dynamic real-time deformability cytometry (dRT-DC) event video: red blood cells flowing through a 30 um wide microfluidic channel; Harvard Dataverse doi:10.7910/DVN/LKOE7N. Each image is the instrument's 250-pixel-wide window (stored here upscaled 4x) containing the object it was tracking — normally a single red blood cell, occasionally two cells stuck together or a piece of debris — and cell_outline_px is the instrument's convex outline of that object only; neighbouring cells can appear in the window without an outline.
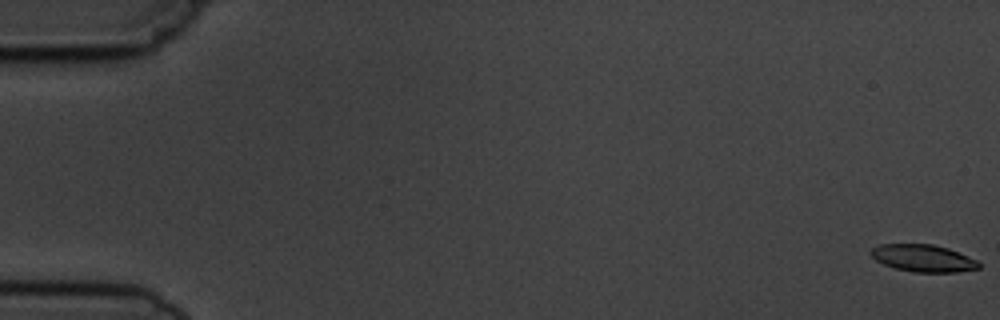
{"species": "common noctule bat (a hibernating species)", "species_latin": "Nyctalus noctula", "temperature_condition": "cold", "stored_images_in_passage": 7, "camera_frame_rate_fps": 3000, "um_per_image_px": 0.085, "animal": {"sex": "male", "body_mass_g": 19.5, "forearm_length_mm": 54.6}, "frame": {"image": 1, "passage_image": 1, "time_ms": 0.0, "image_size_px": [1000, 320], "cell_outline_px": [[980, 268], [956, 272], [916, 272], [896, 268], [884, 264], [876, 260], [868, 252], [872, 248], [880, 244], [932, 244], [948, 248], [968, 256], [976, 260], [980, 264]], "centroid_in_image_um": [78.46, 21.94], "position_along_channel_um": 6.5, "area_um2": 16.99}}
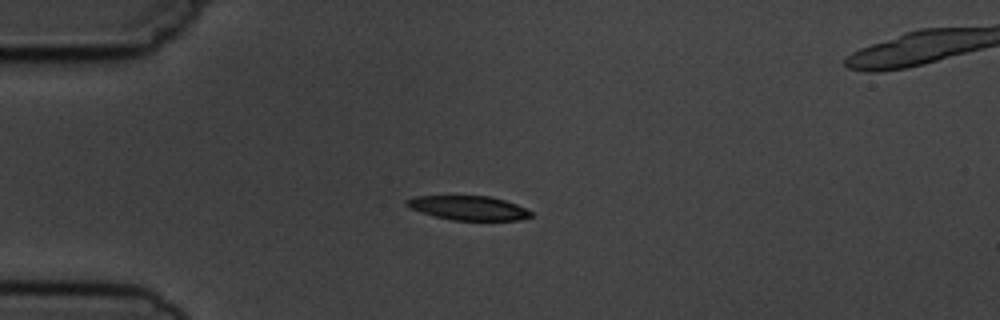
{"frame": {"image": 2, "passage_image": 5, "time_ms": 4.667, "image_size_px": [1000, 320], "cell_outline_px": [[532, 216], [520, 220], [452, 220], [436, 216], [412, 208], [404, 204], [404, 200], [416, 196], [488, 196], [504, 200], [516, 204], [532, 212]], "centroid_in_image_um": [39.83, 17.67], "position_along_channel_um": 45.2, "area_um2": 17.28}}
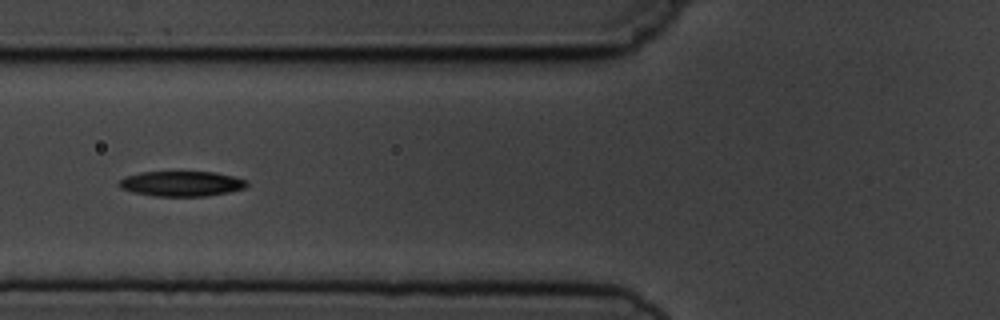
{"frame": {"image": 3, "passage_image": 7, "time_ms": 7.0, "image_size_px": [1000, 320], "cell_outline_px": [[248, 184], [244, 188], [228, 192], [208, 196], [152, 196], [132, 192], [120, 188], [116, 184], [124, 176], [140, 172], [216, 172], [248, 180]], "centroid_in_image_um": [15.39, 15.61], "position_along_channel_um": 110.4, "area_um2": 18.9}}